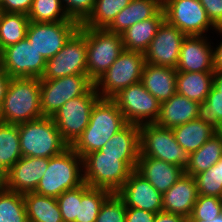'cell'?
Segmentation results:
<instances>
[{
    "label": "cell",
    "mask_w": 222,
    "mask_h": 222,
    "mask_svg": "<svg viewBox=\"0 0 222 222\" xmlns=\"http://www.w3.org/2000/svg\"><path fill=\"white\" fill-rule=\"evenodd\" d=\"M127 124L123 113L112 99H99L93 106L90 120L71 148L81 157L100 150Z\"/></svg>",
    "instance_id": "cell-1"
},
{
    "label": "cell",
    "mask_w": 222,
    "mask_h": 222,
    "mask_svg": "<svg viewBox=\"0 0 222 222\" xmlns=\"http://www.w3.org/2000/svg\"><path fill=\"white\" fill-rule=\"evenodd\" d=\"M139 156H112L98 151L83 158V180L93 188L116 193L136 170Z\"/></svg>",
    "instance_id": "cell-2"
},
{
    "label": "cell",
    "mask_w": 222,
    "mask_h": 222,
    "mask_svg": "<svg viewBox=\"0 0 222 222\" xmlns=\"http://www.w3.org/2000/svg\"><path fill=\"white\" fill-rule=\"evenodd\" d=\"M43 117L39 78H11L0 108V122L20 124Z\"/></svg>",
    "instance_id": "cell-3"
},
{
    "label": "cell",
    "mask_w": 222,
    "mask_h": 222,
    "mask_svg": "<svg viewBox=\"0 0 222 222\" xmlns=\"http://www.w3.org/2000/svg\"><path fill=\"white\" fill-rule=\"evenodd\" d=\"M83 183V158L68 147L61 154L49 158L47 169L34 192L57 198Z\"/></svg>",
    "instance_id": "cell-4"
},
{
    "label": "cell",
    "mask_w": 222,
    "mask_h": 222,
    "mask_svg": "<svg viewBox=\"0 0 222 222\" xmlns=\"http://www.w3.org/2000/svg\"><path fill=\"white\" fill-rule=\"evenodd\" d=\"M20 150L23 157L50 158L70 147L62 138L51 117L18 124Z\"/></svg>",
    "instance_id": "cell-5"
},
{
    "label": "cell",
    "mask_w": 222,
    "mask_h": 222,
    "mask_svg": "<svg viewBox=\"0 0 222 222\" xmlns=\"http://www.w3.org/2000/svg\"><path fill=\"white\" fill-rule=\"evenodd\" d=\"M144 53L123 50L110 68L94 82L101 99H112L121 90L142 79Z\"/></svg>",
    "instance_id": "cell-6"
},
{
    "label": "cell",
    "mask_w": 222,
    "mask_h": 222,
    "mask_svg": "<svg viewBox=\"0 0 222 222\" xmlns=\"http://www.w3.org/2000/svg\"><path fill=\"white\" fill-rule=\"evenodd\" d=\"M140 156L153 157L181 167L184 171L190 164V154L176 141L172 129L155 123L139 126Z\"/></svg>",
    "instance_id": "cell-7"
},
{
    "label": "cell",
    "mask_w": 222,
    "mask_h": 222,
    "mask_svg": "<svg viewBox=\"0 0 222 222\" xmlns=\"http://www.w3.org/2000/svg\"><path fill=\"white\" fill-rule=\"evenodd\" d=\"M87 75L95 82L123 52L122 36L106 29L85 27Z\"/></svg>",
    "instance_id": "cell-8"
},
{
    "label": "cell",
    "mask_w": 222,
    "mask_h": 222,
    "mask_svg": "<svg viewBox=\"0 0 222 222\" xmlns=\"http://www.w3.org/2000/svg\"><path fill=\"white\" fill-rule=\"evenodd\" d=\"M100 99L93 85L84 95L67 101L51 118L71 147L89 124L93 106Z\"/></svg>",
    "instance_id": "cell-9"
},
{
    "label": "cell",
    "mask_w": 222,
    "mask_h": 222,
    "mask_svg": "<svg viewBox=\"0 0 222 222\" xmlns=\"http://www.w3.org/2000/svg\"><path fill=\"white\" fill-rule=\"evenodd\" d=\"M77 74L87 75L85 27L81 25L62 49L47 60L40 80H53Z\"/></svg>",
    "instance_id": "cell-10"
},
{
    "label": "cell",
    "mask_w": 222,
    "mask_h": 222,
    "mask_svg": "<svg viewBox=\"0 0 222 222\" xmlns=\"http://www.w3.org/2000/svg\"><path fill=\"white\" fill-rule=\"evenodd\" d=\"M162 7L165 20L186 36H207L218 30L199 0H162Z\"/></svg>",
    "instance_id": "cell-11"
},
{
    "label": "cell",
    "mask_w": 222,
    "mask_h": 222,
    "mask_svg": "<svg viewBox=\"0 0 222 222\" xmlns=\"http://www.w3.org/2000/svg\"><path fill=\"white\" fill-rule=\"evenodd\" d=\"M112 100L127 123L140 126L155 123L158 119L160 102L148 92L141 81L121 90Z\"/></svg>",
    "instance_id": "cell-12"
},
{
    "label": "cell",
    "mask_w": 222,
    "mask_h": 222,
    "mask_svg": "<svg viewBox=\"0 0 222 222\" xmlns=\"http://www.w3.org/2000/svg\"><path fill=\"white\" fill-rule=\"evenodd\" d=\"M94 82L88 75H70L53 80H40L43 116L52 117L67 101L84 95Z\"/></svg>",
    "instance_id": "cell-13"
},
{
    "label": "cell",
    "mask_w": 222,
    "mask_h": 222,
    "mask_svg": "<svg viewBox=\"0 0 222 222\" xmlns=\"http://www.w3.org/2000/svg\"><path fill=\"white\" fill-rule=\"evenodd\" d=\"M79 27L76 21L29 22L26 38L47 61L62 49Z\"/></svg>",
    "instance_id": "cell-14"
},
{
    "label": "cell",
    "mask_w": 222,
    "mask_h": 222,
    "mask_svg": "<svg viewBox=\"0 0 222 222\" xmlns=\"http://www.w3.org/2000/svg\"><path fill=\"white\" fill-rule=\"evenodd\" d=\"M46 60L25 38L2 50L1 66L11 78H41Z\"/></svg>",
    "instance_id": "cell-15"
},
{
    "label": "cell",
    "mask_w": 222,
    "mask_h": 222,
    "mask_svg": "<svg viewBox=\"0 0 222 222\" xmlns=\"http://www.w3.org/2000/svg\"><path fill=\"white\" fill-rule=\"evenodd\" d=\"M186 35L164 20L147 50L144 52L145 63L176 68L180 48Z\"/></svg>",
    "instance_id": "cell-16"
},
{
    "label": "cell",
    "mask_w": 222,
    "mask_h": 222,
    "mask_svg": "<svg viewBox=\"0 0 222 222\" xmlns=\"http://www.w3.org/2000/svg\"><path fill=\"white\" fill-rule=\"evenodd\" d=\"M126 207L158 213L163 210V194L147 179L133 170L124 185L116 192Z\"/></svg>",
    "instance_id": "cell-17"
},
{
    "label": "cell",
    "mask_w": 222,
    "mask_h": 222,
    "mask_svg": "<svg viewBox=\"0 0 222 222\" xmlns=\"http://www.w3.org/2000/svg\"><path fill=\"white\" fill-rule=\"evenodd\" d=\"M49 158L21 157L3 176L1 184L8 190L25 194L34 192L44 172Z\"/></svg>",
    "instance_id": "cell-18"
},
{
    "label": "cell",
    "mask_w": 222,
    "mask_h": 222,
    "mask_svg": "<svg viewBox=\"0 0 222 222\" xmlns=\"http://www.w3.org/2000/svg\"><path fill=\"white\" fill-rule=\"evenodd\" d=\"M212 36H186L181 44L177 72H214Z\"/></svg>",
    "instance_id": "cell-19"
},
{
    "label": "cell",
    "mask_w": 222,
    "mask_h": 222,
    "mask_svg": "<svg viewBox=\"0 0 222 222\" xmlns=\"http://www.w3.org/2000/svg\"><path fill=\"white\" fill-rule=\"evenodd\" d=\"M197 197L198 190L195 178L184 173L174 185L163 193L162 211L188 219Z\"/></svg>",
    "instance_id": "cell-20"
},
{
    "label": "cell",
    "mask_w": 222,
    "mask_h": 222,
    "mask_svg": "<svg viewBox=\"0 0 222 222\" xmlns=\"http://www.w3.org/2000/svg\"><path fill=\"white\" fill-rule=\"evenodd\" d=\"M136 171L162 194L185 173L178 165L146 156H139Z\"/></svg>",
    "instance_id": "cell-21"
},
{
    "label": "cell",
    "mask_w": 222,
    "mask_h": 222,
    "mask_svg": "<svg viewBox=\"0 0 222 222\" xmlns=\"http://www.w3.org/2000/svg\"><path fill=\"white\" fill-rule=\"evenodd\" d=\"M199 103L189 100L177 92L160 103V113L155 124L172 129L197 119Z\"/></svg>",
    "instance_id": "cell-22"
},
{
    "label": "cell",
    "mask_w": 222,
    "mask_h": 222,
    "mask_svg": "<svg viewBox=\"0 0 222 222\" xmlns=\"http://www.w3.org/2000/svg\"><path fill=\"white\" fill-rule=\"evenodd\" d=\"M176 74L177 70L172 67L145 63L141 82L161 103L176 93Z\"/></svg>",
    "instance_id": "cell-23"
},
{
    "label": "cell",
    "mask_w": 222,
    "mask_h": 222,
    "mask_svg": "<svg viewBox=\"0 0 222 222\" xmlns=\"http://www.w3.org/2000/svg\"><path fill=\"white\" fill-rule=\"evenodd\" d=\"M162 8V0H132L114 18L107 31L122 34L137 22L152 18Z\"/></svg>",
    "instance_id": "cell-24"
},
{
    "label": "cell",
    "mask_w": 222,
    "mask_h": 222,
    "mask_svg": "<svg viewBox=\"0 0 222 222\" xmlns=\"http://www.w3.org/2000/svg\"><path fill=\"white\" fill-rule=\"evenodd\" d=\"M164 20L165 13L162 7L152 18L130 26L121 34L124 49L144 53Z\"/></svg>",
    "instance_id": "cell-25"
},
{
    "label": "cell",
    "mask_w": 222,
    "mask_h": 222,
    "mask_svg": "<svg viewBox=\"0 0 222 222\" xmlns=\"http://www.w3.org/2000/svg\"><path fill=\"white\" fill-rule=\"evenodd\" d=\"M214 72H177L176 92L189 100L201 103L213 86Z\"/></svg>",
    "instance_id": "cell-26"
},
{
    "label": "cell",
    "mask_w": 222,
    "mask_h": 222,
    "mask_svg": "<svg viewBox=\"0 0 222 222\" xmlns=\"http://www.w3.org/2000/svg\"><path fill=\"white\" fill-rule=\"evenodd\" d=\"M177 143L189 154L198 150L218 132L212 125L198 119L172 128Z\"/></svg>",
    "instance_id": "cell-27"
},
{
    "label": "cell",
    "mask_w": 222,
    "mask_h": 222,
    "mask_svg": "<svg viewBox=\"0 0 222 222\" xmlns=\"http://www.w3.org/2000/svg\"><path fill=\"white\" fill-rule=\"evenodd\" d=\"M28 222H63L55 197L36 192L23 194Z\"/></svg>",
    "instance_id": "cell-28"
},
{
    "label": "cell",
    "mask_w": 222,
    "mask_h": 222,
    "mask_svg": "<svg viewBox=\"0 0 222 222\" xmlns=\"http://www.w3.org/2000/svg\"><path fill=\"white\" fill-rule=\"evenodd\" d=\"M99 151L112 156H140L139 126L127 123Z\"/></svg>",
    "instance_id": "cell-29"
},
{
    "label": "cell",
    "mask_w": 222,
    "mask_h": 222,
    "mask_svg": "<svg viewBox=\"0 0 222 222\" xmlns=\"http://www.w3.org/2000/svg\"><path fill=\"white\" fill-rule=\"evenodd\" d=\"M112 194L103 188H93L83 183L78 187V216L75 222H96L104 201Z\"/></svg>",
    "instance_id": "cell-30"
},
{
    "label": "cell",
    "mask_w": 222,
    "mask_h": 222,
    "mask_svg": "<svg viewBox=\"0 0 222 222\" xmlns=\"http://www.w3.org/2000/svg\"><path fill=\"white\" fill-rule=\"evenodd\" d=\"M21 157L18 124L0 122V182Z\"/></svg>",
    "instance_id": "cell-31"
},
{
    "label": "cell",
    "mask_w": 222,
    "mask_h": 222,
    "mask_svg": "<svg viewBox=\"0 0 222 222\" xmlns=\"http://www.w3.org/2000/svg\"><path fill=\"white\" fill-rule=\"evenodd\" d=\"M222 157V131H218L198 150L190 154V164L185 174L195 176L206 171Z\"/></svg>",
    "instance_id": "cell-32"
},
{
    "label": "cell",
    "mask_w": 222,
    "mask_h": 222,
    "mask_svg": "<svg viewBox=\"0 0 222 222\" xmlns=\"http://www.w3.org/2000/svg\"><path fill=\"white\" fill-rule=\"evenodd\" d=\"M29 22L28 15L4 12L0 21L1 51L26 38Z\"/></svg>",
    "instance_id": "cell-33"
},
{
    "label": "cell",
    "mask_w": 222,
    "mask_h": 222,
    "mask_svg": "<svg viewBox=\"0 0 222 222\" xmlns=\"http://www.w3.org/2000/svg\"><path fill=\"white\" fill-rule=\"evenodd\" d=\"M132 0H95L92 13L81 24L83 27L106 29L115 16Z\"/></svg>",
    "instance_id": "cell-34"
},
{
    "label": "cell",
    "mask_w": 222,
    "mask_h": 222,
    "mask_svg": "<svg viewBox=\"0 0 222 222\" xmlns=\"http://www.w3.org/2000/svg\"><path fill=\"white\" fill-rule=\"evenodd\" d=\"M0 222H28L23 194L0 183Z\"/></svg>",
    "instance_id": "cell-35"
},
{
    "label": "cell",
    "mask_w": 222,
    "mask_h": 222,
    "mask_svg": "<svg viewBox=\"0 0 222 222\" xmlns=\"http://www.w3.org/2000/svg\"><path fill=\"white\" fill-rule=\"evenodd\" d=\"M28 18L30 22L74 21L68 17L61 0H33Z\"/></svg>",
    "instance_id": "cell-36"
},
{
    "label": "cell",
    "mask_w": 222,
    "mask_h": 222,
    "mask_svg": "<svg viewBox=\"0 0 222 222\" xmlns=\"http://www.w3.org/2000/svg\"><path fill=\"white\" fill-rule=\"evenodd\" d=\"M198 194L222 198V157L206 171L194 176Z\"/></svg>",
    "instance_id": "cell-37"
},
{
    "label": "cell",
    "mask_w": 222,
    "mask_h": 222,
    "mask_svg": "<svg viewBox=\"0 0 222 222\" xmlns=\"http://www.w3.org/2000/svg\"><path fill=\"white\" fill-rule=\"evenodd\" d=\"M197 119L222 131V96L214 86L206 100L199 103Z\"/></svg>",
    "instance_id": "cell-38"
},
{
    "label": "cell",
    "mask_w": 222,
    "mask_h": 222,
    "mask_svg": "<svg viewBox=\"0 0 222 222\" xmlns=\"http://www.w3.org/2000/svg\"><path fill=\"white\" fill-rule=\"evenodd\" d=\"M222 214V198L198 194L196 203L188 219L213 220Z\"/></svg>",
    "instance_id": "cell-39"
},
{
    "label": "cell",
    "mask_w": 222,
    "mask_h": 222,
    "mask_svg": "<svg viewBox=\"0 0 222 222\" xmlns=\"http://www.w3.org/2000/svg\"><path fill=\"white\" fill-rule=\"evenodd\" d=\"M126 206L123 200L112 193L101 206L96 222H125Z\"/></svg>",
    "instance_id": "cell-40"
},
{
    "label": "cell",
    "mask_w": 222,
    "mask_h": 222,
    "mask_svg": "<svg viewBox=\"0 0 222 222\" xmlns=\"http://www.w3.org/2000/svg\"><path fill=\"white\" fill-rule=\"evenodd\" d=\"M68 17L80 25L92 13L95 0H61Z\"/></svg>",
    "instance_id": "cell-41"
},
{
    "label": "cell",
    "mask_w": 222,
    "mask_h": 222,
    "mask_svg": "<svg viewBox=\"0 0 222 222\" xmlns=\"http://www.w3.org/2000/svg\"><path fill=\"white\" fill-rule=\"evenodd\" d=\"M56 199L63 222H75L78 216V187L63 192Z\"/></svg>",
    "instance_id": "cell-42"
},
{
    "label": "cell",
    "mask_w": 222,
    "mask_h": 222,
    "mask_svg": "<svg viewBox=\"0 0 222 222\" xmlns=\"http://www.w3.org/2000/svg\"><path fill=\"white\" fill-rule=\"evenodd\" d=\"M208 18L217 27H222V0H199Z\"/></svg>",
    "instance_id": "cell-43"
},
{
    "label": "cell",
    "mask_w": 222,
    "mask_h": 222,
    "mask_svg": "<svg viewBox=\"0 0 222 222\" xmlns=\"http://www.w3.org/2000/svg\"><path fill=\"white\" fill-rule=\"evenodd\" d=\"M33 0H3L0 6L7 13H21L28 15L31 10Z\"/></svg>",
    "instance_id": "cell-44"
},
{
    "label": "cell",
    "mask_w": 222,
    "mask_h": 222,
    "mask_svg": "<svg viewBox=\"0 0 222 222\" xmlns=\"http://www.w3.org/2000/svg\"><path fill=\"white\" fill-rule=\"evenodd\" d=\"M155 214L142 209L126 207L125 222H154Z\"/></svg>",
    "instance_id": "cell-45"
},
{
    "label": "cell",
    "mask_w": 222,
    "mask_h": 222,
    "mask_svg": "<svg viewBox=\"0 0 222 222\" xmlns=\"http://www.w3.org/2000/svg\"><path fill=\"white\" fill-rule=\"evenodd\" d=\"M218 35H220V42L216 43L214 47L213 44V69L214 72H222V27L218 28V30L215 32Z\"/></svg>",
    "instance_id": "cell-46"
},
{
    "label": "cell",
    "mask_w": 222,
    "mask_h": 222,
    "mask_svg": "<svg viewBox=\"0 0 222 222\" xmlns=\"http://www.w3.org/2000/svg\"><path fill=\"white\" fill-rule=\"evenodd\" d=\"M154 222H187V219L180 215L161 211L155 214Z\"/></svg>",
    "instance_id": "cell-47"
},
{
    "label": "cell",
    "mask_w": 222,
    "mask_h": 222,
    "mask_svg": "<svg viewBox=\"0 0 222 222\" xmlns=\"http://www.w3.org/2000/svg\"><path fill=\"white\" fill-rule=\"evenodd\" d=\"M10 80L11 77L5 72L2 66H0V108L6 96V91L10 83Z\"/></svg>",
    "instance_id": "cell-48"
},
{
    "label": "cell",
    "mask_w": 222,
    "mask_h": 222,
    "mask_svg": "<svg viewBox=\"0 0 222 222\" xmlns=\"http://www.w3.org/2000/svg\"><path fill=\"white\" fill-rule=\"evenodd\" d=\"M213 86L219 91V95L222 96V72H214Z\"/></svg>",
    "instance_id": "cell-49"
},
{
    "label": "cell",
    "mask_w": 222,
    "mask_h": 222,
    "mask_svg": "<svg viewBox=\"0 0 222 222\" xmlns=\"http://www.w3.org/2000/svg\"><path fill=\"white\" fill-rule=\"evenodd\" d=\"M187 222H222V214L215 217L213 220H199V219H187Z\"/></svg>",
    "instance_id": "cell-50"
},
{
    "label": "cell",
    "mask_w": 222,
    "mask_h": 222,
    "mask_svg": "<svg viewBox=\"0 0 222 222\" xmlns=\"http://www.w3.org/2000/svg\"><path fill=\"white\" fill-rule=\"evenodd\" d=\"M3 14H4V10H3V8L0 6V21H1V18H2V16H3Z\"/></svg>",
    "instance_id": "cell-51"
},
{
    "label": "cell",
    "mask_w": 222,
    "mask_h": 222,
    "mask_svg": "<svg viewBox=\"0 0 222 222\" xmlns=\"http://www.w3.org/2000/svg\"><path fill=\"white\" fill-rule=\"evenodd\" d=\"M1 58H2V51L0 49V66H1Z\"/></svg>",
    "instance_id": "cell-52"
}]
</instances>
